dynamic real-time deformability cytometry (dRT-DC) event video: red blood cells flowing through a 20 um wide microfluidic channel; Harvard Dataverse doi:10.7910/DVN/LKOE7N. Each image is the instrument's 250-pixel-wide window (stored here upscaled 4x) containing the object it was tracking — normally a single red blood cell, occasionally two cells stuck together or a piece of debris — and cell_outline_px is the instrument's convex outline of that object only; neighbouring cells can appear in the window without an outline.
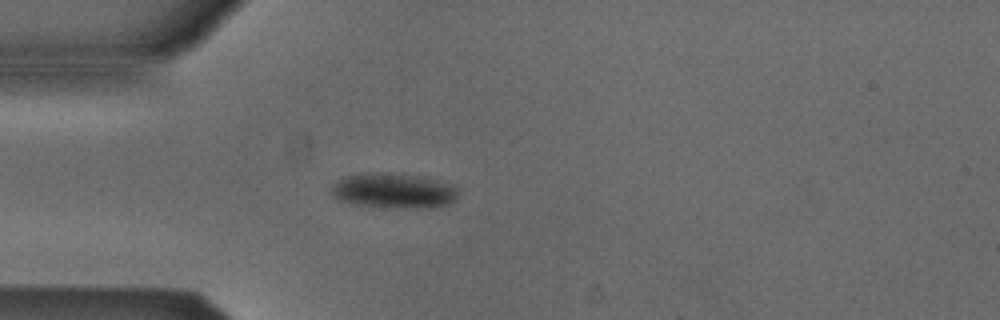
{"species": "Egyptian fruit bat (a non-hibernating species)", "species_latin": "Rousettus aegyptiacus", "temperature_condition": "cold", "stored_images_in_passage": 33, "camera_frame_rate_fps": 3000, "um_per_image_px": 0.085, "animal": {"sex": "male"}, "frame": {"image": 1, "passage_image": 8, "time_ms": 2.333, "image_size_px": [1000, 320], "cell_outline_px": [[456, 200], [448, 204], [428, 208], [400, 208], [352, 204], [336, 200], [332, 196], [332, 184], [344, 176], [380, 172], [388, 172], [416, 176], [436, 180], [448, 184], [456, 188]], "centroid_in_image_um": [33.4, 16.22], "position_along_channel_um": 51.6, "area_um2": 25.78}}
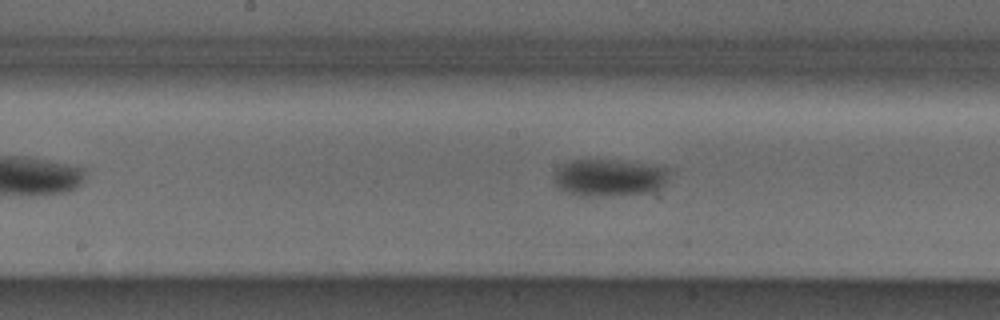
{"frame": {"image": 2, "passage_image": 20, "time_ms": 6.333, "image_size_px": [1000, 320], "cell_outline_px": [[668, 172], [664, 184], [652, 192], [600, 196], [580, 196], [568, 192], [560, 188], [556, 184], [556, 168], [572, 160], [612, 160], [640, 164], [664, 168]], "centroid_in_image_um": [51.73, 15.11], "position_along_channel_um": 196.5, "area_um2": 24.16}}
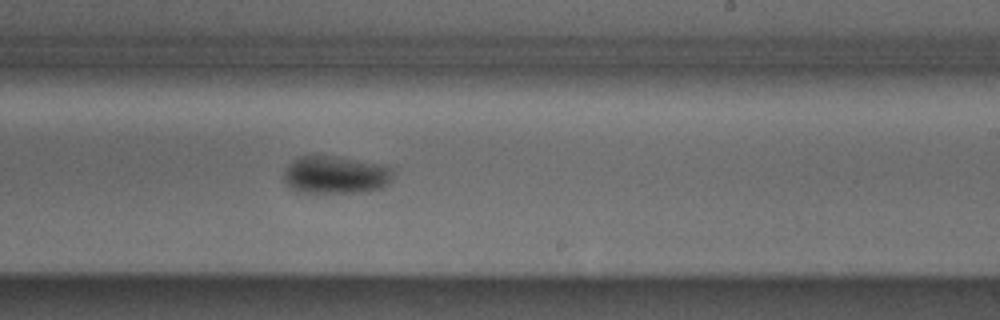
{"frame": {"image": 3, "passage_image": 25, "time_ms": 8.0, "image_size_px": [1000, 320], "cell_outline_px": [[392, 180], [384, 188], [364, 192], [296, 192], [284, 180], [284, 172], [288, 164], [292, 160], [300, 156], [332, 156], [384, 164], [392, 168]], "centroid_in_image_um": [28.56, 14.86], "position_along_channel_um": 260.4, "area_um2": 24.1}, "authors_computed_cell_mechanics": {"area_um2": 24.276, "velocity_mm_per_s": 3.8663, "shape_relaxation_time_tau1_ms": 4.529, "shape_relaxation_time_tau2_ms": null, "deformation_change_tau1": 0.0947, "deformation_change_tau2": null}}